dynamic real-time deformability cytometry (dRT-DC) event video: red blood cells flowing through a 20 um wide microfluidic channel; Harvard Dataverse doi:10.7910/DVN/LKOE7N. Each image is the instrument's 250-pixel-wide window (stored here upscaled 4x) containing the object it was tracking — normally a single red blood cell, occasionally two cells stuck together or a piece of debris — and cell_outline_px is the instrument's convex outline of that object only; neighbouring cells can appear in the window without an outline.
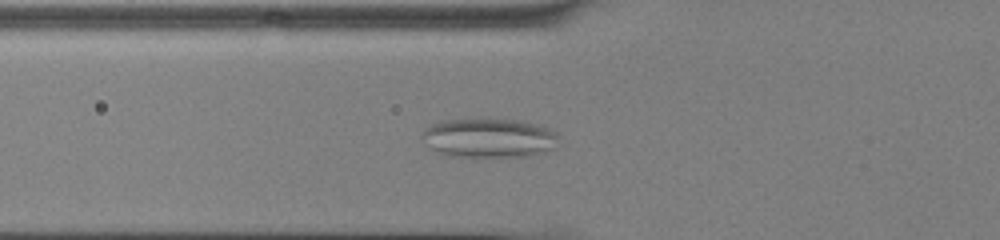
{"species": "common noctule bat (a hibernating species)", "species_latin": "Nyctalus noctula", "temperature_condition": "cold", "stored_images_in_passage": 40, "camera_frame_rate_fps": 3000, "um_per_image_px": 0.085, "animal": {"sex": "male", "body_mass_g": 13.0, "forearm_length_mm": 53.1}, "frame": {"image": 1, "passage_image": 7, "time_ms": 2.0, "image_size_px": [1000, 240], "cell_outline_px": [[560, 136], [556, 148], [544, 152], [528, 156], [452, 156], [440, 152], [424, 144], [420, 140], [420, 132], [424, 128], [440, 120], [480, 116], [484, 116], [524, 120], [548, 128], [556, 132]], "centroid_in_image_um": [41.54, 11.66], "position_along_channel_um": 84.3, "area_um2": 32.6}}
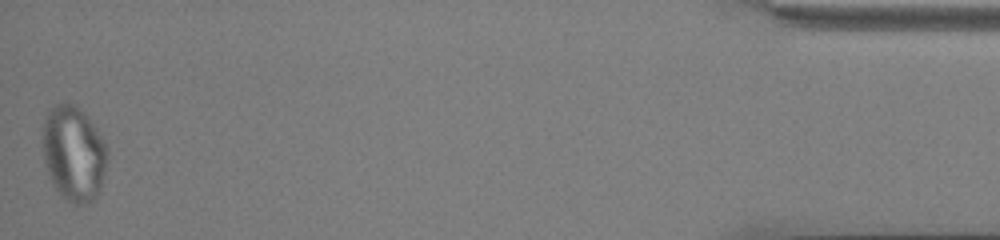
{"frame": {"image": 2, "passage_image": 40, "time_ms": 13.0, "image_size_px": [1000, 240], "cell_outline_px": [[108, 160], [100, 188], [96, 196], [88, 204], [72, 204], [64, 200], [56, 188], [48, 172], [44, 160], [44, 120], [48, 108], [56, 104], [72, 104], [96, 128], [104, 140], [108, 148]], "centroid_in_image_um": [6.28, 13.09], "position_along_channel_um": 428.9, "area_um2": 35.37}}